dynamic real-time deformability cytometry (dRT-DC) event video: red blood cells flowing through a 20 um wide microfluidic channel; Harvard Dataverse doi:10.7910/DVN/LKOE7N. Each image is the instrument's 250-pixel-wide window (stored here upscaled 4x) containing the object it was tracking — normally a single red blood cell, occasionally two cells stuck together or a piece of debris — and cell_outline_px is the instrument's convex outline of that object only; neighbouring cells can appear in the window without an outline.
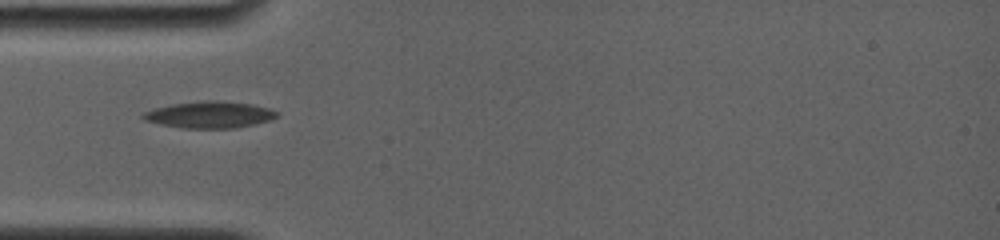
{"species": "common noctule bat (a hibernating species)", "species_latin": "Nyctalus noctula", "temperature_condition": "room temperature", "stored_images_in_passage": 8, "camera_frame_rate_fps": 4000, "um_per_image_px": 0.085, "animal": {"sex": "female", "body_mass_g": 19.0, "forearm_length_mm": 56.7}, "frame": {"image": 1, "passage_image": 2, "time_ms": 1.25, "image_size_px": [1000, 240], "cell_outline_px": [[280, 116], [272, 120], [232, 128], [180, 128], [160, 124], [144, 120], [140, 116], [144, 112], [156, 108], [172, 104], [208, 100], [216, 100], [252, 104], [268, 108], [280, 112]], "centroid_in_image_um": [17.84, 9.75], "position_along_channel_um": 67.2, "area_um2": 20.75}}
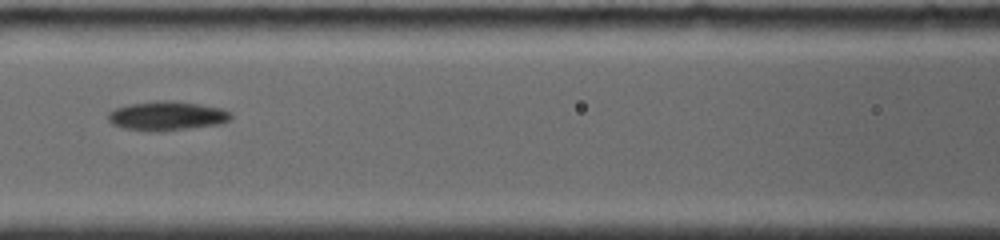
{"frame": {"image": 2, "passage_image": 4, "time_ms": 3.5, "image_size_px": [1000, 240], "cell_outline_px": [[232, 116], [228, 120], [220, 124], [160, 132], [152, 132], [124, 128], [112, 124], [108, 120], [108, 112], [116, 108], [128, 104], [160, 100], [172, 100], [200, 104], [224, 108], [232, 112]], "centroid_in_image_um": [14.2, 9.85], "position_along_channel_um": 152.4, "area_um2": 21.15}}
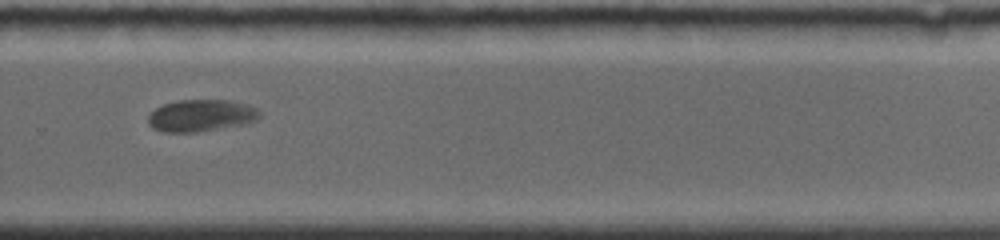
{"frame": {"image": 3, "passage_image": 8, "time_ms": 7.75, "image_size_px": [1000, 240], "cell_outline_px": [[260, 116], [256, 120], [244, 124], [196, 132], [164, 132], [152, 128], [148, 124], [148, 116], [156, 108], [164, 104], [176, 100], [228, 100], [244, 104], [256, 108], [260, 112]], "centroid_in_image_um": [17.06, 9.82], "position_along_channel_um": 312.7, "area_um2": 20.63}}